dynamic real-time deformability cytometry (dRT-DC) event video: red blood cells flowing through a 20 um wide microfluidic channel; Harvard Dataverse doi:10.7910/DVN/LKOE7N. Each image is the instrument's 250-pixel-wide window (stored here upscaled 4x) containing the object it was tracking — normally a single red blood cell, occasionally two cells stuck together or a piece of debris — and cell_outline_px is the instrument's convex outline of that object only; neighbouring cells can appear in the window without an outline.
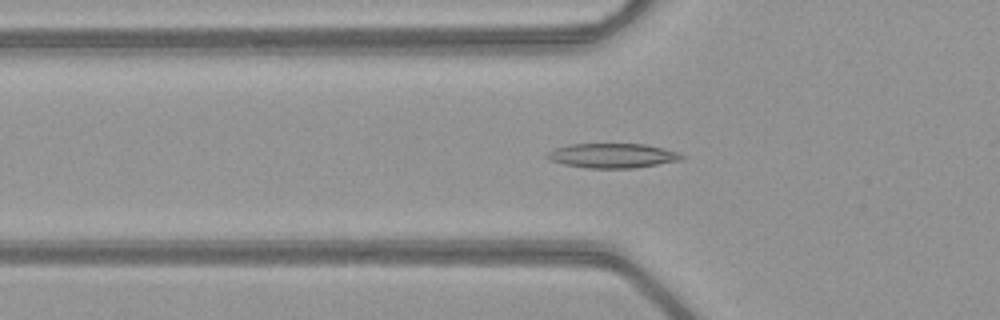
{"species": "common noctule bat (a hibernating species)", "species_latin": "Nyctalus noctula", "temperature_condition": "warm", "stored_images_in_passage": 47, "camera_frame_rate_fps": 3000, "um_per_image_px": 0.085, "animal": {"sex": "female", "body_mass_g": 21.9}, "frame": {"image": 1, "passage_image": 13, "time_ms": 4.0, "image_size_px": [1000, 320], "cell_outline_px": [[688, 156], [684, 160], [636, 168], [584, 168], [564, 164], [548, 160], [544, 156], [548, 152], [556, 148], [568, 144], [644, 144], [680, 152]], "centroid_in_image_um": [52.11, 13.24], "position_along_channel_um": 73.7, "area_um2": 19.59}}
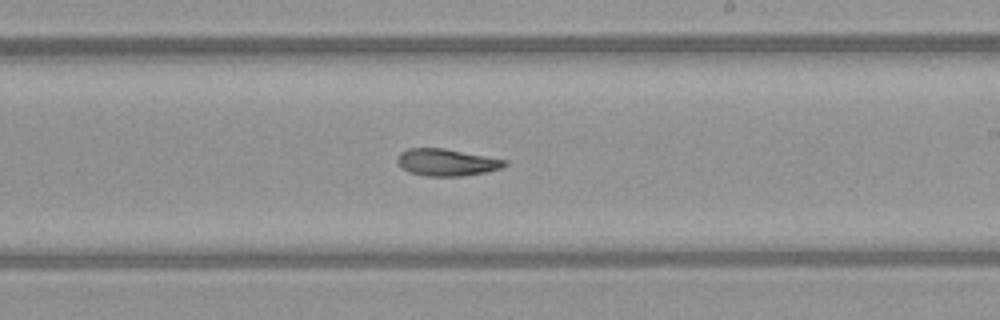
{"frame": {"image": 2, "passage_image": 26, "time_ms": 8.333, "image_size_px": [1000, 320], "cell_outline_px": [[508, 164], [500, 168], [488, 172], [464, 176], [424, 176], [408, 172], [396, 160], [400, 152], [408, 148], [444, 148], [508, 160]], "centroid_in_image_um": [37.99, 13.8], "position_along_channel_um": 251.0, "area_um2": 16.99}}
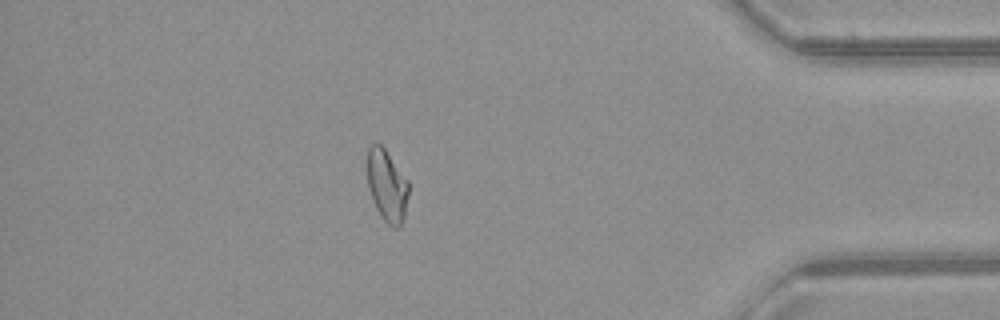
{"frame": {"image": 3, "passage_image": 40, "time_ms": 13.0, "image_size_px": [1000, 320], "cell_outline_px": [[408, 196], [404, 216], [400, 228], [392, 228], [384, 220], [376, 208], [372, 200], [368, 188], [368, 148], [372, 144], [380, 144], [384, 148], [408, 180]], "centroid_in_image_um": [32.9, 15.81], "position_along_channel_um": 402.3, "area_um2": 17.17}}